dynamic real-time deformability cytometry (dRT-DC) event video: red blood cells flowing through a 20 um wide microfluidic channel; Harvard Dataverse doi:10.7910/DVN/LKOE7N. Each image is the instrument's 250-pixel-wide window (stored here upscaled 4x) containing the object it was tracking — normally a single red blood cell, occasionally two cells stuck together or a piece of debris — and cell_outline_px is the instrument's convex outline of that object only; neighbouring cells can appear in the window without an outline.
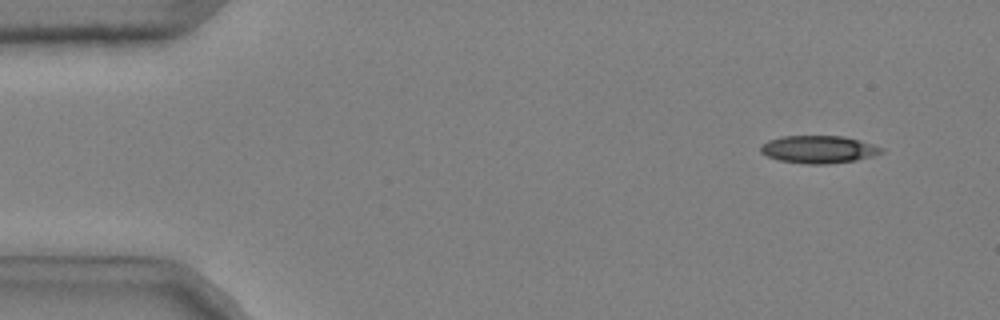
{"species": "common noctule bat (a hibernating species)", "species_latin": "Nyctalus noctula", "temperature_condition": "cold", "stored_images_in_passage": 47, "camera_frame_rate_fps": 3000, "um_per_image_px": 0.085, "animal": {"sex": "male", "body_mass_g": 20.4}, "frame": {"image": 1, "passage_image": 1, "time_ms": 0.0, "image_size_px": [1000, 320], "cell_outline_px": [[884, 152], [872, 156], [856, 160], [828, 164], [808, 164], [780, 160], [768, 156], [760, 152], [760, 144], [768, 140], [780, 136], [844, 136], [860, 140], [884, 148]], "centroid_in_image_um": [69.58, 12.69], "position_along_channel_um": 15.4, "area_um2": 19.48}}
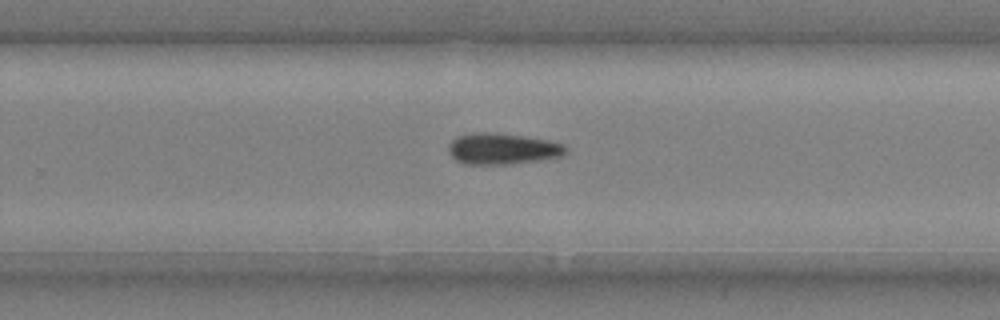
{"frame": {"image": 2, "passage_image": 31, "time_ms": 10.0, "image_size_px": [1000, 320], "cell_outline_px": [[564, 152], [560, 156], [540, 160], [512, 164], [464, 164], [456, 160], [448, 152], [448, 144], [456, 136], [480, 132], [492, 132], [548, 140], [560, 144], [564, 148]], "centroid_in_image_um": [42.62, 12.65], "position_along_channel_um": 287.2, "area_um2": 20.98}}
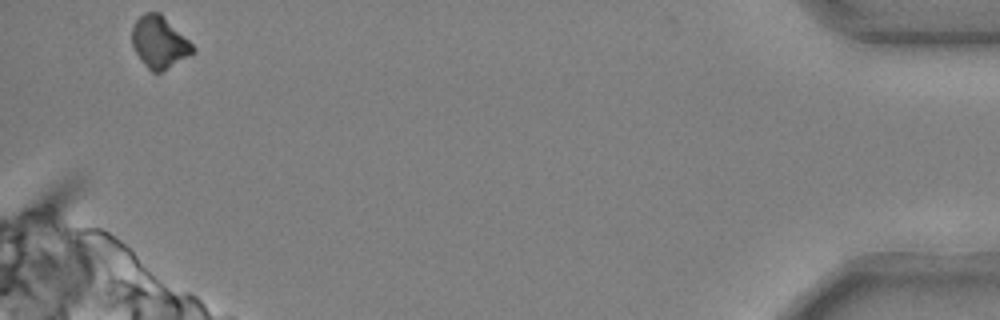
{"frame": {"image": 3, "passage_image": 47, "time_ms": 15.333, "image_size_px": [1000, 320], "cell_outline_px": [[196, 52], [160, 72], [152, 72], [140, 60], [132, 44], [132, 28], [136, 20], [144, 12], [160, 12], [196, 48]], "centroid_in_image_um": [13.54, 3.58], "position_along_channel_um": 421.7, "area_um2": 18.21}}